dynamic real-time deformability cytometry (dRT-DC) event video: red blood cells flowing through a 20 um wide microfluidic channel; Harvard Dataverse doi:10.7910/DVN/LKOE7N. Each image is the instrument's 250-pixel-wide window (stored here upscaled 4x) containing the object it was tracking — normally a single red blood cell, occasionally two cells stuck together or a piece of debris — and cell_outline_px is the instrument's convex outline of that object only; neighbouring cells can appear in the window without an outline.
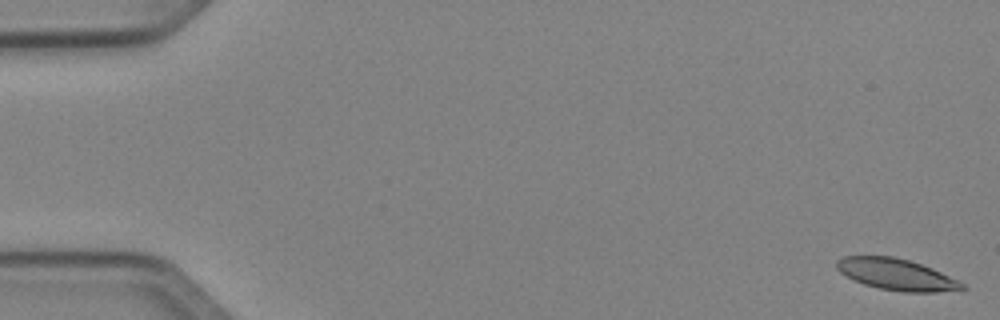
{"species": "Egyptian fruit bat (a non-hibernating species)", "species_latin": "Rousettus aegyptiacus", "temperature_condition": "cold", "stored_images_in_passage": 51, "camera_frame_rate_fps": 3000, "um_per_image_px": 0.085, "animal": {"sex": "female"}, "frame": {"image": 1, "passage_image": 1, "time_ms": 0.0, "image_size_px": [1000, 320], "cell_outline_px": [[968, 288], [960, 292], [904, 292], [880, 288], [864, 284], [840, 272], [836, 268], [836, 260], [844, 256], [892, 256], [908, 260], [932, 268], [960, 280]], "centroid_in_image_um": [76.3, 23.34], "position_along_channel_um": 8.7, "area_um2": 23.12}}
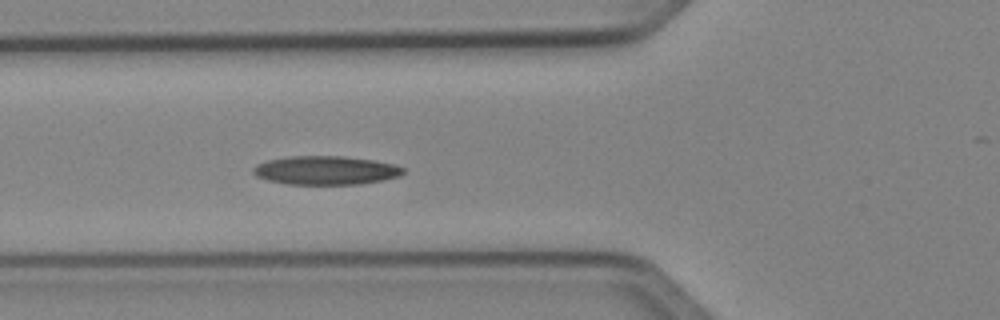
{"frame": {"image": 2, "passage_image": 19, "time_ms": 6.0, "image_size_px": [1000, 320], "cell_outline_px": [[404, 172], [400, 176], [360, 184], [288, 184], [268, 180], [256, 176], [252, 172], [252, 168], [256, 164], [268, 160], [288, 156], [340, 156], [372, 160], [396, 164], [404, 168]], "centroid_in_image_um": [27.67, 14.47], "position_along_channel_um": 98.1, "area_um2": 25.03}}
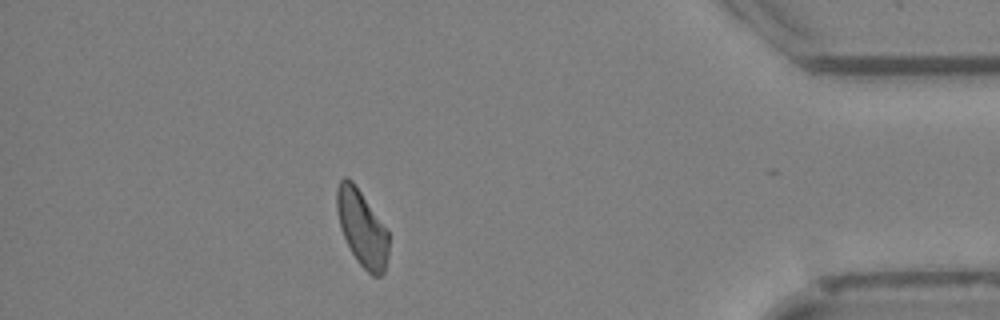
{"frame": {"image": 3, "passage_image": 45, "time_ms": 14.667, "image_size_px": [1000, 320], "cell_outline_px": [[388, 256], [384, 272], [380, 276], [372, 276], [356, 260], [340, 228], [336, 208], [336, 188], [340, 180], [344, 176], [348, 176], [352, 180], [388, 232]], "centroid_in_image_um": [30.74, 19.38], "position_along_channel_um": 404.5, "area_um2": 22.72}, "authors_computed_cell_mechanics": {"area_um2": 23.5246, "velocity_mm_per_s": 4.0301, "shape_relaxation_time_tau1_ms": null, "shape_relaxation_time_tau2_ms": 6.4861, "deformation_change_tau1": null, "deformation_change_tau2": 0.1595}}